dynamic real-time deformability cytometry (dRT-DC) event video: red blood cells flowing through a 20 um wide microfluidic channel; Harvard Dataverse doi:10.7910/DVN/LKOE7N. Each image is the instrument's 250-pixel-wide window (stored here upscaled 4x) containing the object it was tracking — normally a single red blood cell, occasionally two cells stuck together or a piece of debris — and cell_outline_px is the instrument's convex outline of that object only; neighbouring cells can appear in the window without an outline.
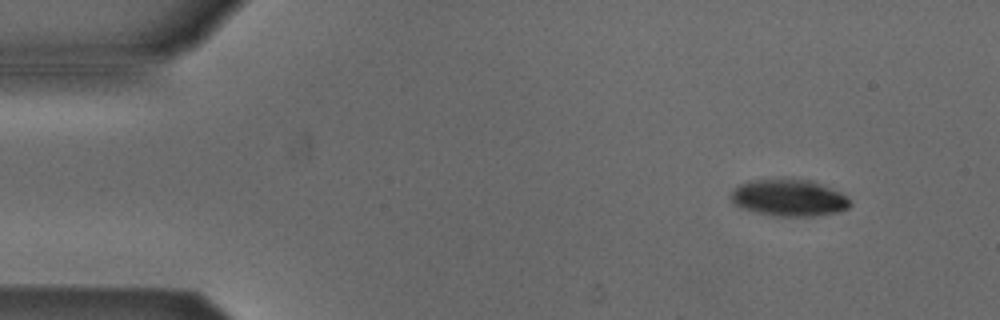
{"species": "Egyptian fruit bat (a non-hibernating species)", "species_latin": "Rousettus aegyptiacus", "temperature_condition": "cold", "stored_images_in_passage": 5, "camera_frame_rate_fps": 3000, "um_per_image_px": 0.085, "animal": {"sex": "male"}, "frame": {"image": 1, "passage_image": 2, "time_ms": 1.333, "image_size_px": [1000, 320], "cell_outline_px": [[852, 204], [848, 208], [840, 212], [812, 216], [780, 216], [756, 212], [740, 208], [732, 200], [732, 192], [740, 184], [748, 180], [812, 180], [840, 192], [848, 196]], "centroid_in_image_um": [67.11, 16.83], "position_along_channel_um": 17.9, "area_um2": 25.26}}
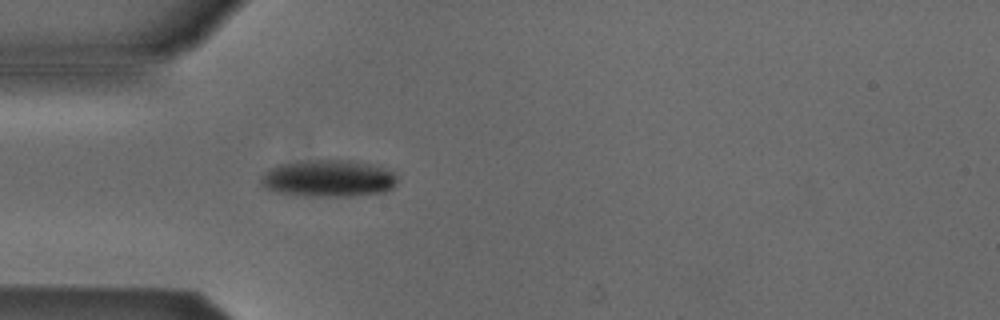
{"frame": {"image": 2, "passage_image": 5, "time_ms": 4.667, "image_size_px": [1000, 320], "cell_outline_px": [[396, 184], [392, 188], [384, 192], [352, 196], [304, 196], [276, 192], [264, 188], [260, 184], [260, 176], [268, 168], [280, 164], [316, 160], [348, 160], [372, 164], [396, 172]], "centroid_in_image_um": [27.89, 15.17], "position_along_channel_um": 57.1, "area_um2": 29.59}}